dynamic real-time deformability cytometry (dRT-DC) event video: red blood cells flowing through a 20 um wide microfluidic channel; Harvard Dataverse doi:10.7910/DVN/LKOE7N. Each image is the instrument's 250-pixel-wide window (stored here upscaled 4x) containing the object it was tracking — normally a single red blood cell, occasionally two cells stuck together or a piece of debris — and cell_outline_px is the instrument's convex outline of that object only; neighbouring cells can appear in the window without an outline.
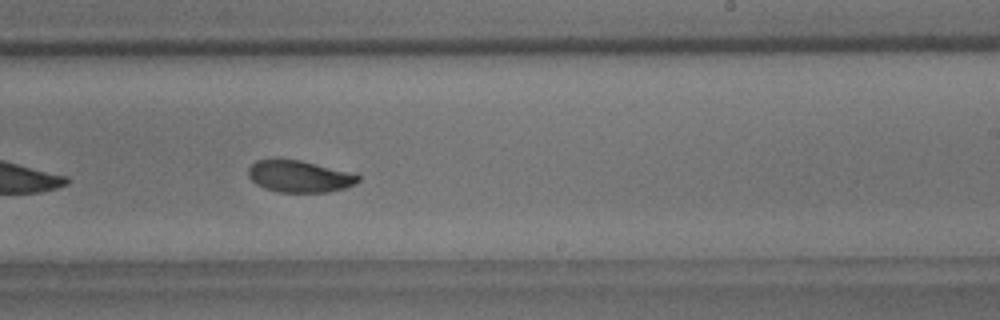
{"species": "common noctule bat (a hibernating species)", "species_latin": "Nyctalus noctula", "temperature_condition": "room temperature", "stored_images_in_passage": 31, "camera_frame_rate_fps": 3000, "um_per_image_px": 0.085, "animal": {"sex": "male", "body_mass_g": 18.8}, "frame": {"image": 1, "passage_image": 18, "time_ms": 5.667, "image_size_px": [1000, 320], "cell_outline_px": [[360, 180], [356, 184], [344, 188], [328, 192], [276, 192], [264, 188], [256, 184], [248, 176], [248, 168], [256, 160], [276, 156], [300, 160], [356, 172], [360, 176]], "centroid_in_image_um": [25.45, 14.95], "position_along_channel_um": 263.6, "area_um2": 21.21}, "authors_computed_cell_mechanics": {"area_um2": 21.2704, "velocity_mm_per_s": 3.6786, "shape_relaxation_time_tau1_ms": 3.9377, "shape_relaxation_time_tau2_ms": 2.421, "deformation_change_tau1": 0.1389, "deformation_change_tau2": 0.0595}}